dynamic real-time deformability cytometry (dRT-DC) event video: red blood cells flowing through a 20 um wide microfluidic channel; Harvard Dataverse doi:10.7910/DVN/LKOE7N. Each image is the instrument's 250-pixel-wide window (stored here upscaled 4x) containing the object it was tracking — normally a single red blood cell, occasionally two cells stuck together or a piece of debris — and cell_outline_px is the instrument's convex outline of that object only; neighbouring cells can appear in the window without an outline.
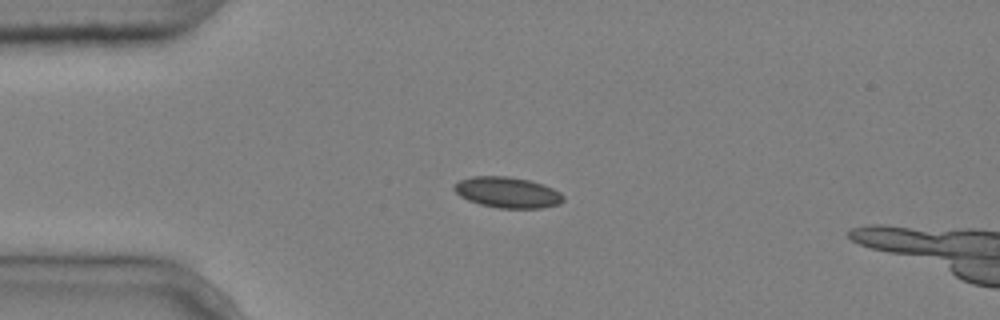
{"species": "common noctule bat (a hibernating species)", "species_latin": "Nyctalus noctula", "temperature_condition": "cold", "stored_images_in_passage": 3, "camera_frame_rate_fps": 3000, "um_per_image_px": 0.085, "animal": {"sex": "male", "body_mass_g": 20.4}, "frame": {"image": 1, "passage_image": 2, "time_ms": 0.333, "image_size_px": [1000, 320], "cell_outline_px": [[564, 200], [560, 204], [540, 208], [500, 208], [480, 204], [468, 200], [460, 196], [452, 188], [460, 180], [472, 176], [508, 176], [528, 180], [552, 188], [560, 192], [564, 196]], "centroid_in_image_um": [43.13, 16.36], "position_along_channel_um": 41.9, "area_um2": 19.48}}